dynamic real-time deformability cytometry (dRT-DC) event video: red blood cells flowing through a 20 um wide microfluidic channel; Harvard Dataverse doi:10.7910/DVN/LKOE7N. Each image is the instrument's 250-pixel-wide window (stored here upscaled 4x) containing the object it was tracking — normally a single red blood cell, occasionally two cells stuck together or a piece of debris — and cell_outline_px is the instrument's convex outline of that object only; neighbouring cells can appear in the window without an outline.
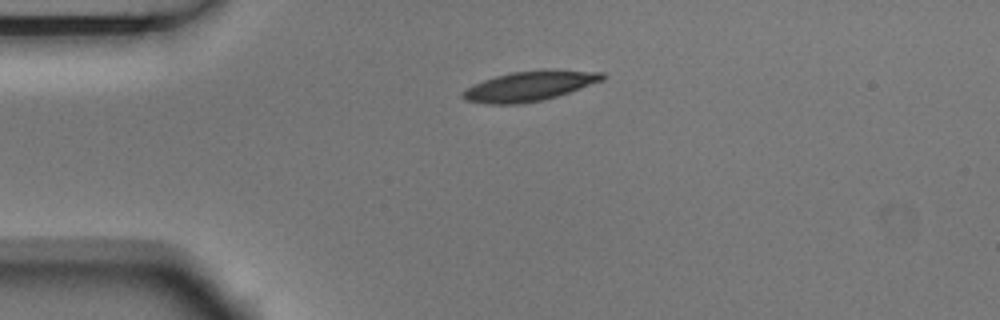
{"species": "Egyptian fruit bat (a non-hibernating species)", "species_latin": "Rousettus aegyptiacus", "temperature_condition": "room temperature", "stored_images_in_passage": 2, "camera_frame_rate_fps": 3000, "um_per_image_px": 0.085, "animal": {"sex": "male"}, "frame": {"image": 1, "passage_image": 1, "time_ms": 0.0, "image_size_px": [1000, 320], "cell_outline_px": [[608, 76], [604, 80], [544, 100], [520, 104], [488, 104], [464, 100], [460, 96], [468, 88], [484, 80], [496, 76], [512, 72], [604, 72]], "centroid_in_image_um": [44.96, 7.37], "position_along_channel_um": 40.0, "area_um2": 23.18}}